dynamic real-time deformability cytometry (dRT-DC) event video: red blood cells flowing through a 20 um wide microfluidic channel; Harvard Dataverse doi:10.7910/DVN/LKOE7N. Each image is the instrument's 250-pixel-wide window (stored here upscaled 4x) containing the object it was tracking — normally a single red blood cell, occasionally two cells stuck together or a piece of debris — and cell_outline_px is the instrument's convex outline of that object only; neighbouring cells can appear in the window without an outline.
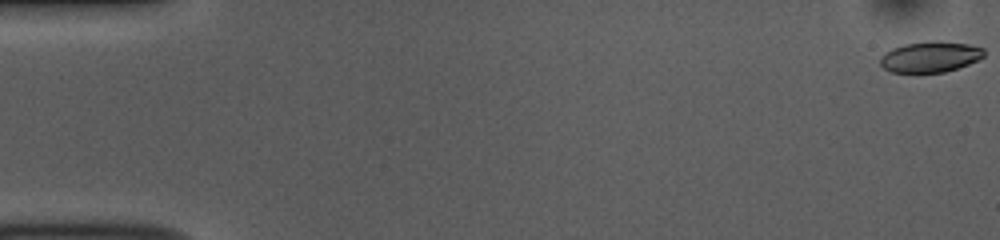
{"species": "common noctule bat (a hibernating species)", "species_latin": "Nyctalus noctula", "temperature_condition": "room temperature", "stored_images_in_passage": 53, "camera_frame_rate_fps": 3000, "um_per_image_px": 0.085, "animal": {"sex": "female", "body_mass_g": 10.0, "forearm_length_mm": 53.1}, "frame": {"image": 1, "passage_image": 1, "time_ms": 0.0, "image_size_px": [1000, 240], "cell_outline_px": [[984, 56], [968, 64], [944, 72], [892, 72], [884, 68], [880, 64], [880, 56], [884, 52], [892, 48], [904, 44], [932, 40], [936, 40], [968, 44], [984, 48]], "centroid_in_image_um": [79.04, 4.81], "position_along_channel_um": 6.0, "area_um2": 18.61}}
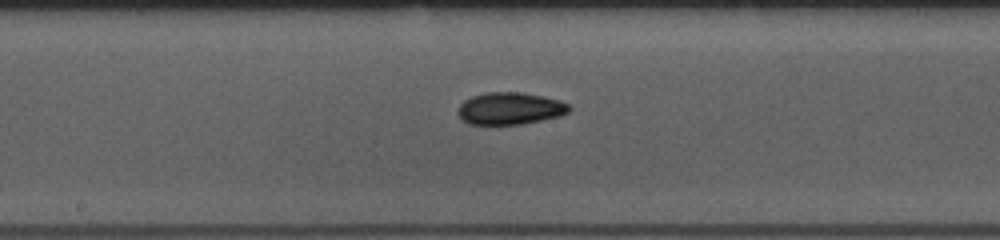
{"frame": {"image": 2, "passage_image": 28, "time_ms": 9.0, "image_size_px": [1000, 240], "cell_outline_px": [[572, 108], [568, 112], [560, 116], [520, 124], [468, 124], [460, 120], [456, 112], [460, 104], [464, 100], [472, 96], [488, 92], [520, 92], [544, 96], [560, 100], [568, 104]], "centroid_in_image_um": [43.32, 9.22], "position_along_channel_um": 204.9, "area_um2": 20.98}}
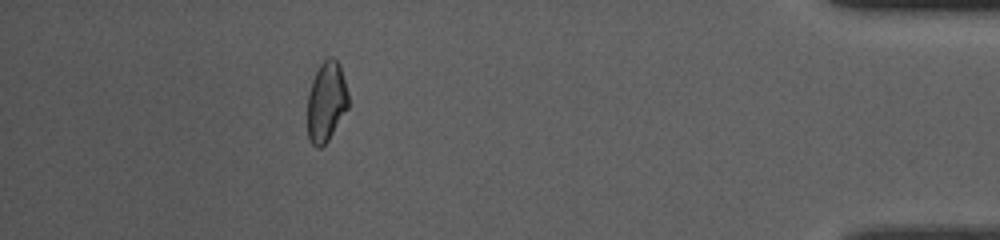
{"frame": {"image": 3, "passage_image": 48, "time_ms": 15.667, "image_size_px": [1000, 240], "cell_outline_px": [[348, 108], [328, 140], [320, 148], [316, 148], [308, 140], [308, 92], [312, 80], [320, 64], [328, 56], [332, 56], [340, 64], [348, 92]], "centroid_in_image_um": [27.73, 8.63], "position_along_channel_um": 407.5, "area_um2": 19.13}, "authors_computed_cell_mechanics": {"area_um2": 19.8254, "velocity_mm_per_s": 3.8126, "shape_relaxation_time_tau1_ms": 3.3417, "shape_relaxation_time_tau2_ms": 4.1731, "deformation_change_tau1": 0.1046, "deformation_change_tau2": 0.0881}}